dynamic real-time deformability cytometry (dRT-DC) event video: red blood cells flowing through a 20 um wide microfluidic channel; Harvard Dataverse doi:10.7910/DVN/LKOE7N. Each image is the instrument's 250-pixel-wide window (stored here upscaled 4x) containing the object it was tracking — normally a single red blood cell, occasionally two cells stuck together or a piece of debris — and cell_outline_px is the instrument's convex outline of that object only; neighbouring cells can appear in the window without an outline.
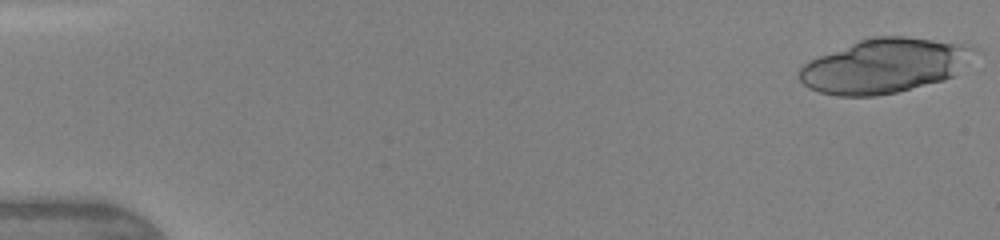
{"species": "human", "species_latin": "Homo sapiens", "temperature_condition": "warm", "stored_images_in_passage": 10, "camera_frame_rate_fps": 3000, "um_per_image_px": 0.085, "donor": {"sex": "female"}, "frame": {"image": 1, "passage_image": 1, "time_ms": 0.0, "image_size_px": [1000, 240], "cell_outline_px": [[976, 52], [956, 76], [944, 80], [896, 92], [876, 96], [836, 96], [820, 92], [808, 88], [800, 80], [800, 68], [808, 60], [860, 40], [872, 36], [904, 36], [968, 44], [976, 48]], "centroid_in_image_um": [75.2, 5.59], "position_along_channel_um": 9.8, "area_um2": 55.43}}